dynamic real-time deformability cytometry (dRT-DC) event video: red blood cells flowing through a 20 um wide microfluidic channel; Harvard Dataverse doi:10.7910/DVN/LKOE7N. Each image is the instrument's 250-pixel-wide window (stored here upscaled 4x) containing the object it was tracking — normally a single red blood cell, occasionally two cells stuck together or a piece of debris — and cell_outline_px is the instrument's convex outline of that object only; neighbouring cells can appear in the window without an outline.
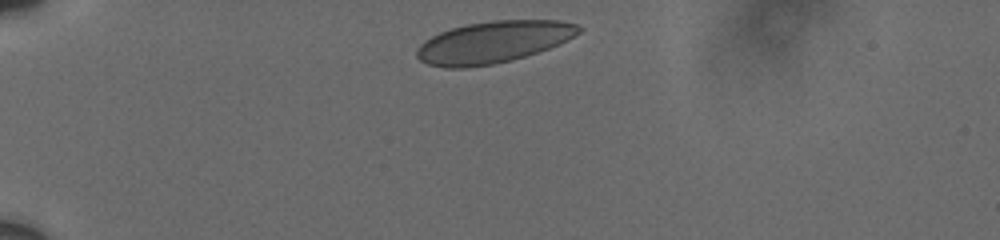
{"species": "human", "species_latin": "Homo sapiens", "temperature_condition": "cold", "stored_images_in_passage": 4, "camera_frame_rate_fps": 3000, "um_per_image_px": 0.085, "donor": {"sex": "male"}, "frame": {"image": 1, "passage_image": 1, "time_ms": 0.0, "image_size_px": [1000, 240], "cell_outline_px": [[584, 28], [580, 32], [560, 44], [512, 60], [492, 64], [464, 68], [444, 68], [428, 64], [420, 60], [416, 56], [416, 52], [420, 44], [424, 40], [440, 32], [452, 28], [468, 24], [492, 20], [560, 20], [576, 24]], "centroid_in_image_um": [41.93, 3.57], "position_along_channel_um": 43.1, "area_um2": 39.36}}
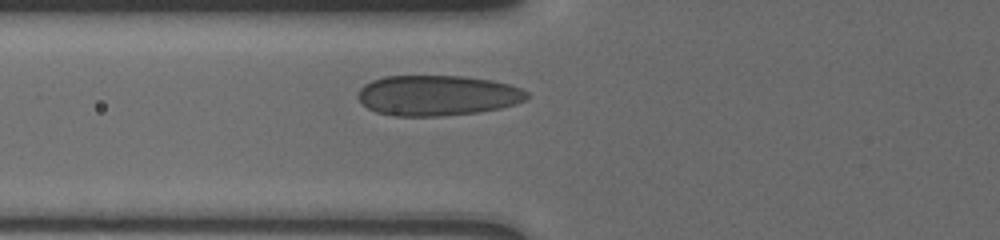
{"frame": {"image": 2, "passage_image": 4, "time_ms": 2.667, "image_size_px": [1000, 240], "cell_outline_px": [[528, 96], [524, 100], [516, 104], [500, 108], [480, 112], [436, 116], [392, 116], [376, 112], [368, 108], [356, 96], [360, 88], [364, 84], [372, 80], [384, 76], [464, 76], [492, 80], [508, 84], [520, 88], [528, 92]], "centroid_in_image_um": [37.16, 8.11], "position_along_channel_um": 88.6, "area_um2": 39.88}}